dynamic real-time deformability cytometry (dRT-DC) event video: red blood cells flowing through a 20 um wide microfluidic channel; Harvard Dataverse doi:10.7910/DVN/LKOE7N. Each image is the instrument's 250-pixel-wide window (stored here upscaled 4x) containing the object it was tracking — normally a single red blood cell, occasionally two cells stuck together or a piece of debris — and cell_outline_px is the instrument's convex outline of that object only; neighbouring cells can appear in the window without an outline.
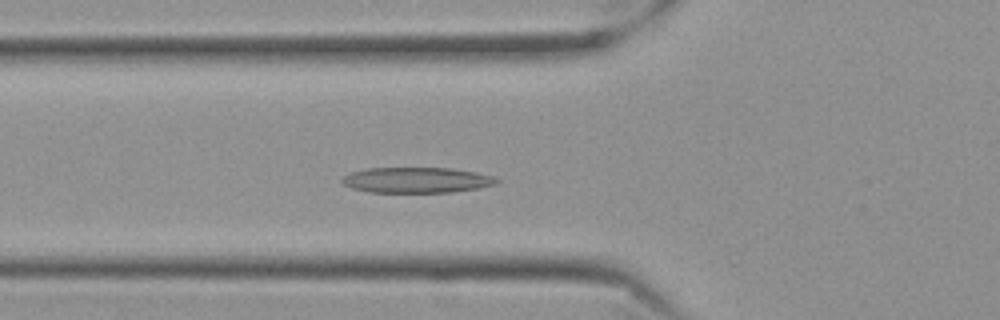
{"species": "Egyptian fruit bat (a non-hibernating species)", "species_latin": "Rousettus aegyptiacus", "temperature_condition": "cold", "stored_images_in_passage": 56, "camera_frame_rate_fps": 3000, "um_per_image_px": 0.085, "frame": {"image": 1, "passage_image": 18, "time_ms": 5.667, "image_size_px": [1000, 320], "cell_outline_px": [[500, 180], [496, 184], [476, 188], [452, 192], [368, 192], [352, 188], [344, 184], [340, 180], [344, 176], [352, 172], [364, 168], [452, 168], [476, 172], [492, 176]], "centroid_in_image_um": [35.4, 15.3], "position_along_channel_um": 90.4, "area_um2": 22.95}}
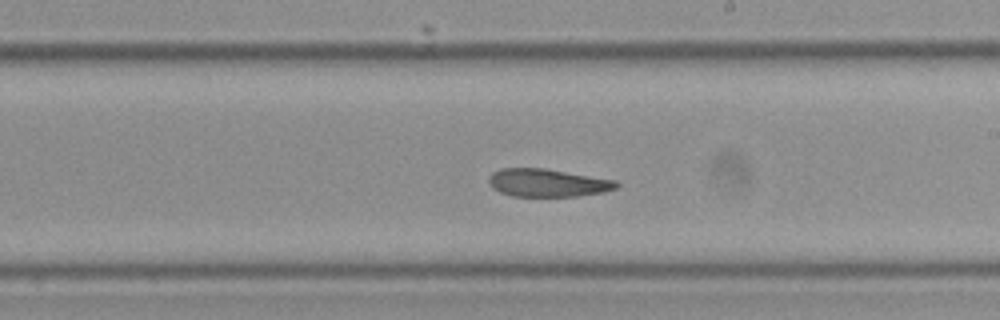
{"frame": {"image": 2, "passage_image": 31, "time_ms": 10.0, "image_size_px": [1000, 320], "cell_outline_px": [[620, 184], [616, 188], [604, 192], [580, 196], [512, 196], [500, 192], [492, 188], [488, 180], [488, 176], [492, 172], [500, 168], [544, 168], [616, 180]], "centroid_in_image_um": [46.53, 15.54], "position_along_channel_um": 242.5, "area_um2": 20.87}}
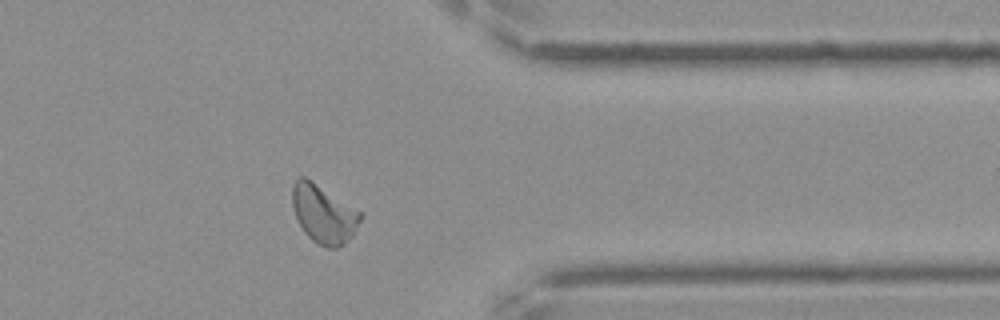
{"frame": {"image": 3, "passage_image": 44, "time_ms": 14.333, "image_size_px": [1000, 320], "cell_outline_px": [[360, 220], [352, 236], [344, 244], [336, 248], [328, 248], [316, 244], [304, 232], [296, 216], [292, 204], [292, 184], [300, 176], [304, 176], [360, 212]], "centroid_in_image_um": [27.47, 18.21], "position_along_channel_um": 383.9, "area_um2": 22.6}, "authors_computed_cell_mechanics": {"area_um2": 22.0218, "velocity_mm_per_s": 3.4978, "shape_relaxation_time_tau1_ms": 8.4826, "shape_relaxation_time_tau2_ms": 3.8706, "deformation_change_tau1": 0.2104, "deformation_change_tau2": 0.1064}}